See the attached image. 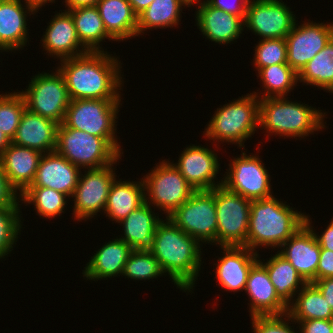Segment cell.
<instances>
[{
	"instance_id": "obj_1",
	"label": "cell",
	"mask_w": 333,
	"mask_h": 333,
	"mask_svg": "<svg viewBox=\"0 0 333 333\" xmlns=\"http://www.w3.org/2000/svg\"><path fill=\"white\" fill-rule=\"evenodd\" d=\"M59 63L58 70L64 76L70 100L121 99L124 78L117 56L108 51H89Z\"/></svg>"
},
{
	"instance_id": "obj_2",
	"label": "cell",
	"mask_w": 333,
	"mask_h": 333,
	"mask_svg": "<svg viewBox=\"0 0 333 333\" xmlns=\"http://www.w3.org/2000/svg\"><path fill=\"white\" fill-rule=\"evenodd\" d=\"M166 221V222H165ZM201 244L167 217L156 228L148 249L177 288L192 292L201 270Z\"/></svg>"
},
{
	"instance_id": "obj_3",
	"label": "cell",
	"mask_w": 333,
	"mask_h": 333,
	"mask_svg": "<svg viewBox=\"0 0 333 333\" xmlns=\"http://www.w3.org/2000/svg\"><path fill=\"white\" fill-rule=\"evenodd\" d=\"M274 195L251 200L247 247L255 253L259 248H280L305 225L306 214L295 210Z\"/></svg>"
},
{
	"instance_id": "obj_4",
	"label": "cell",
	"mask_w": 333,
	"mask_h": 333,
	"mask_svg": "<svg viewBox=\"0 0 333 333\" xmlns=\"http://www.w3.org/2000/svg\"><path fill=\"white\" fill-rule=\"evenodd\" d=\"M301 103L288 100V97L259 99L258 127L266 130L268 137L275 134L284 139L305 138L326 128L324 120L327 114Z\"/></svg>"
},
{
	"instance_id": "obj_5",
	"label": "cell",
	"mask_w": 333,
	"mask_h": 333,
	"mask_svg": "<svg viewBox=\"0 0 333 333\" xmlns=\"http://www.w3.org/2000/svg\"><path fill=\"white\" fill-rule=\"evenodd\" d=\"M241 97L217 108L203 131L205 138L218 144H237L245 150V141L258 128L259 98L251 92Z\"/></svg>"
},
{
	"instance_id": "obj_6",
	"label": "cell",
	"mask_w": 333,
	"mask_h": 333,
	"mask_svg": "<svg viewBox=\"0 0 333 333\" xmlns=\"http://www.w3.org/2000/svg\"><path fill=\"white\" fill-rule=\"evenodd\" d=\"M121 99L70 100L63 124L72 129L105 138L120 154H123L116 135Z\"/></svg>"
},
{
	"instance_id": "obj_7",
	"label": "cell",
	"mask_w": 333,
	"mask_h": 333,
	"mask_svg": "<svg viewBox=\"0 0 333 333\" xmlns=\"http://www.w3.org/2000/svg\"><path fill=\"white\" fill-rule=\"evenodd\" d=\"M80 169H99L113 164L121 154L103 137L59 124L56 150Z\"/></svg>"
},
{
	"instance_id": "obj_8",
	"label": "cell",
	"mask_w": 333,
	"mask_h": 333,
	"mask_svg": "<svg viewBox=\"0 0 333 333\" xmlns=\"http://www.w3.org/2000/svg\"><path fill=\"white\" fill-rule=\"evenodd\" d=\"M155 166L151 172L143 176L145 202L162 210V214L168 218L196 190L168 159L162 160Z\"/></svg>"
},
{
	"instance_id": "obj_9",
	"label": "cell",
	"mask_w": 333,
	"mask_h": 333,
	"mask_svg": "<svg viewBox=\"0 0 333 333\" xmlns=\"http://www.w3.org/2000/svg\"><path fill=\"white\" fill-rule=\"evenodd\" d=\"M27 89L19 91L26 108L48 118L58 124L64 121L65 113L70 103L66 81L56 68L55 72H42L30 78Z\"/></svg>"
},
{
	"instance_id": "obj_10",
	"label": "cell",
	"mask_w": 333,
	"mask_h": 333,
	"mask_svg": "<svg viewBox=\"0 0 333 333\" xmlns=\"http://www.w3.org/2000/svg\"><path fill=\"white\" fill-rule=\"evenodd\" d=\"M168 219L201 244L217 246L215 188L195 191Z\"/></svg>"
},
{
	"instance_id": "obj_11",
	"label": "cell",
	"mask_w": 333,
	"mask_h": 333,
	"mask_svg": "<svg viewBox=\"0 0 333 333\" xmlns=\"http://www.w3.org/2000/svg\"><path fill=\"white\" fill-rule=\"evenodd\" d=\"M251 200L233 193L223 185L215 187L217 244L247 247Z\"/></svg>"
},
{
	"instance_id": "obj_12",
	"label": "cell",
	"mask_w": 333,
	"mask_h": 333,
	"mask_svg": "<svg viewBox=\"0 0 333 333\" xmlns=\"http://www.w3.org/2000/svg\"><path fill=\"white\" fill-rule=\"evenodd\" d=\"M236 157L230 160L229 168L222 178V185L250 200L272 197L271 178L259 155H247L242 151L241 155Z\"/></svg>"
},
{
	"instance_id": "obj_13",
	"label": "cell",
	"mask_w": 333,
	"mask_h": 333,
	"mask_svg": "<svg viewBox=\"0 0 333 333\" xmlns=\"http://www.w3.org/2000/svg\"><path fill=\"white\" fill-rule=\"evenodd\" d=\"M122 155L113 163L99 169H88L80 173L78 184L71 198H74V220L92 219L102 210L104 212L110 188L116 179L114 165L119 163ZM95 215V216H94Z\"/></svg>"
},
{
	"instance_id": "obj_14",
	"label": "cell",
	"mask_w": 333,
	"mask_h": 333,
	"mask_svg": "<svg viewBox=\"0 0 333 333\" xmlns=\"http://www.w3.org/2000/svg\"><path fill=\"white\" fill-rule=\"evenodd\" d=\"M283 0H250L244 19L247 27L262 39L286 38L296 18Z\"/></svg>"
},
{
	"instance_id": "obj_15",
	"label": "cell",
	"mask_w": 333,
	"mask_h": 333,
	"mask_svg": "<svg viewBox=\"0 0 333 333\" xmlns=\"http://www.w3.org/2000/svg\"><path fill=\"white\" fill-rule=\"evenodd\" d=\"M295 21L286 36L287 63L299 73L303 67L333 38V22ZM314 22V23H313Z\"/></svg>"
},
{
	"instance_id": "obj_16",
	"label": "cell",
	"mask_w": 333,
	"mask_h": 333,
	"mask_svg": "<svg viewBox=\"0 0 333 333\" xmlns=\"http://www.w3.org/2000/svg\"><path fill=\"white\" fill-rule=\"evenodd\" d=\"M186 148V149H185ZM180 153L179 160L174 164L186 181L196 190H211L223 184L217 180L220 163L217 153L205 146L190 145Z\"/></svg>"
},
{
	"instance_id": "obj_17",
	"label": "cell",
	"mask_w": 333,
	"mask_h": 333,
	"mask_svg": "<svg viewBox=\"0 0 333 333\" xmlns=\"http://www.w3.org/2000/svg\"><path fill=\"white\" fill-rule=\"evenodd\" d=\"M277 252L291 263L306 283L317 280L321 247L314 232L305 224Z\"/></svg>"
},
{
	"instance_id": "obj_18",
	"label": "cell",
	"mask_w": 333,
	"mask_h": 333,
	"mask_svg": "<svg viewBox=\"0 0 333 333\" xmlns=\"http://www.w3.org/2000/svg\"><path fill=\"white\" fill-rule=\"evenodd\" d=\"M61 11V13H60ZM56 11L53 18L48 22L46 31L43 33L40 43L43 50L50 57L59 60L78 57L89 51L81 44L75 28L74 20L68 11Z\"/></svg>"
},
{
	"instance_id": "obj_19",
	"label": "cell",
	"mask_w": 333,
	"mask_h": 333,
	"mask_svg": "<svg viewBox=\"0 0 333 333\" xmlns=\"http://www.w3.org/2000/svg\"><path fill=\"white\" fill-rule=\"evenodd\" d=\"M35 14L37 11L23 0H0L1 53L16 52L29 44L27 17Z\"/></svg>"
},
{
	"instance_id": "obj_20",
	"label": "cell",
	"mask_w": 333,
	"mask_h": 333,
	"mask_svg": "<svg viewBox=\"0 0 333 333\" xmlns=\"http://www.w3.org/2000/svg\"><path fill=\"white\" fill-rule=\"evenodd\" d=\"M222 256L219 257L216 266L215 277L218 285L226 291L238 292L245 289L249 270L258 260L260 254L255 253L245 246L220 247Z\"/></svg>"
},
{
	"instance_id": "obj_21",
	"label": "cell",
	"mask_w": 333,
	"mask_h": 333,
	"mask_svg": "<svg viewBox=\"0 0 333 333\" xmlns=\"http://www.w3.org/2000/svg\"><path fill=\"white\" fill-rule=\"evenodd\" d=\"M244 292L250 298L248 305L251 317L288 313V306L276 294L268 271L259 260L249 270Z\"/></svg>"
},
{
	"instance_id": "obj_22",
	"label": "cell",
	"mask_w": 333,
	"mask_h": 333,
	"mask_svg": "<svg viewBox=\"0 0 333 333\" xmlns=\"http://www.w3.org/2000/svg\"><path fill=\"white\" fill-rule=\"evenodd\" d=\"M81 169L56 151L44 153L36 175L28 187H46L71 198L78 184Z\"/></svg>"
},
{
	"instance_id": "obj_23",
	"label": "cell",
	"mask_w": 333,
	"mask_h": 333,
	"mask_svg": "<svg viewBox=\"0 0 333 333\" xmlns=\"http://www.w3.org/2000/svg\"><path fill=\"white\" fill-rule=\"evenodd\" d=\"M196 10V24L203 36L211 42L231 44L244 31V20L232 13L211 6L206 0Z\"/></svg>"
},
{
	"instance_id": "obj_24",
	"label": "cell",
	"mask_w": 333,
	"mask_h": 333,
	"mask_svg": "<svg viewBox=\"0 0 333 333\" xmlns=\"http://www.w3.org/2000/svg\"><path fill=\"white\" fill-rule=\"evenodd\" d=\"M58 126V123L26 108L12 143L35 149L43 154L54 152L57 144Z\"/></svg>"
},
{
	"instance_id": "obj_25",
	"label": "cell",
	"mask_w": 333,
	"mask_h": 333,
	"mask_svg": "<svg viewBox=\"0 0 333 333\" xmlns=\"http://www.w3.org/2000/svg\"><path fill=\"white\" fill-rule=\"evenodd\" d=\"M43 153L11 143L0 156L10 184L21 194L33 182Z\"/></svg>"
},
{
	"instance_id": "obj_26",
	"label": "cell",
	"mask_w": 333,
	"mask_h": 333,
	"mask_svg": "<svg viewBox=\"0 0 333 333\" xmlns=\"http://www.w3.org/2000/svg\"><path fill=\"white\" fill-rule=\"evenodd\" d=\"M132 251L133 249L118 237L108 243L105 242L84 267L83 277L98 281L122 276L124 265Z\"/></svg>"
},
{
	"instance_id": "obj_27",
	"label": "cell",
	"mask_w": 333,
	"mask_h": 333,
	"mask_svg": "<svg viewBox=\"0 0 333 333\" xmlns=\"http://www.w3.org/2000/svg\"><path fill=\"white\" fill-rule=\"evenodd\" d=\"M96 7L106 32L115 41L137 36V15L128 0H98Z\"/></svg>"
},
{
	"instance_id": "obj_28",
	"label": "cell",
	"mask_w": 333,
	"mask_h": 333,
	"mask_svg": "<svg viewBox=\"0 0 333 333\" xmlns=\"http://www.w3.org/2000/svg\"><path fill=\"white\" fill-rule=\"evenodd\" d=\"M151 207L144 202L120 222L124 236L121 235L119 239L124 240L133 250L149 249L157 225L163 220Z\"/></svg>"
},
{
	"instance_id": "obj_29",
	"label": "cell",
	"mask_w": 333,
	"mask_h": 333,
	"mask_svg": "<svg viewBox=\"0 0 333 333\" xmlns=\"http://www.w3.org/2000/svg\"><path fill=\"white\" fill-rule=\"evenodd\" d=\"M121 180H114L104 209L106 217L116 223H120L145 202L143 178L137 182Z\"/></svg>"
},
{
	"instance_id": "obj_30",
	"label": "cell",
	"mask_w": 333,
	"mask_h": 333,
	"mask_svg": "<svg viewBox=\"0 0 333 333\" xmlns=\"http://www.w3.org/2000/svg\"><path fill=\"white\" fill-rule=\"evenodd\" d=\"M68 12L74 20L76 33L81 44L88 51H104V48L102 49L101 47V42H105V38L109 41H115L106 32L104 23L96 6L71 9Z\"/></svg>"
},
{
	"instance_id": "obj_31",
	"label": "cell",
	"mask_w": 333,
	"mask_h": 333,
	"mask_svg": "<svg viewBox=\"0 0 333 333\" xmlns=\"http://www.w3.org/2000/svg\"><path fill=\"white\" fill-rule=\"evenodd\" d=\"M258 260L266 267L270 281L275 287L278 297L289 306L296 295L306 284L289 261L278 252L267 262Z\"/></svg>"
},
{
	"instance_id": "obj_32",
	"label": "cell",
	"mask_w": 333,
	"mask_h": 333,
	"mask_svg": "<svg viewBox=\"0 0 333 333\" xmlns=\"http://www.w3.org/2000/svg\"><path fill=\"white\" fill-rule=\"evenodd\" d=\"M186 6L188 7L182 0H154L137 16V37L153 28L166 29L178 26L182 9Z\"/></svg>"
},
{
	"instance_id": "obj_33",
	"label": "cell",
	"mask_w": 333,
	"mask_h": 333,
	"mask_svg": "<svg viewBox=\"0 0 333 333\" xmlns=\"http://www.w3.org/2000/svg\"><path fill=\"white\" fill-rule=\"evenodd\" d=\"M288 314L294 321L329 320L333 310L319 289L310 282L295 295L294 301L288 306Z\"/></svg>"
},
{
	"instance_id": "obj_34",
	"label": "cell",
	"mask_w": 333,
	"mask_h": 333,
	"mask_svg": "<svg viewBox=\"0 0 333 333\" xmlns=\"http://www.w3.org/2000/svg\"><path fill=\"white\" fill-rule=\"evenodd\" d=\"M262 82V92H252L259 99L268 97H286L298 83L296 73L288 63L263 67L257 74ZM264 91V93H263ZM262 94V96H261Z\"/></svg>"
},
{
	"instance_id": "obj_35",
	"label": "cell",
	"mask_w": 333,
	"mask_h": 333,
	"mask_svg": "<svg viewBox=\"0 0 333 333\" xmlns=\"http://www.w3.org/2000/svg\"><path fill=\"white\" fill-rule=\"evenodd\" d=\"M298 81L333 93V38L298 73Z\"/></svg>"
},
{
	"instance_id": "obj_36",
	"label": "cell",
	"mask_w": 333,
	"mask_h": 333,
	"mask_svg": "<svg viewBox=\"0 0 333 333\" xmlns=\"http://www.w3.org/2000/svg\"><path fill=\"white\" fill-rule=\"evenodd\" d=\"M68 196L46 187H27L20 194L21 205L28 204L35 207V211L41 218L53 219L64 213Z\"/></svg>"
},
{
	"instance_id": "obj_37",
	"label": "cell",
	"mask_w": 333,
	"mask_h": 333,
	"mask_svg": "<svg viewBox=\"0 0 333 333\" xmlns=\"http://www.w3.org/2000/svg\"><path fill=\"white\" fill-rule=\"evenodd\" d=\"M123 276L133 280H150L165 276L159 261L148 249L133 250L129 258L127 259L124 269Z\"/></svg>"
},
{
	"instance_id": "obj_38",
	"label": "cell",
	"mask_w": 333,
	"mask_h": 333,
	"mask_svg": "<svg viewBox=\"0 0 333 333\" xmlns=\"http://www.w3.org/2000/svg\"><path fill=\"white\" fill-rule=\"evenodd\" d=\"M26 109L25 99L18 92L0 94V130L12 141Z\"/></svg>"
},
{
	"instance_id": "obj_39",
	"label": "cell",
	"mask_w": 333,
	"mask_h": 333,
	"mask_svg": "<svg viewBox=\"0 0 333 333\" xmlns=\"http://www.w3.org/2000/svg\"><path fill=\"white\" fill-rule=\"evenodd\" d=\"M21 207L0 208V259H4L14 250L21 233L22 213Z\"/></svg>"
},
{
	"instance_id": "obj_40",
	"label": "cell",
	"mask_w": 333,
	"mask_h": 333,
	"mask_svg": "<svg viewBox=\"0 0 333 333\" xmlns=\"http://www.w3.org/2000/svg\"><path fill=\"white\" fill-rule=\"evenodd\" d=\"M253 63L256 71L274 64L287 63L285 38L260 39L254 47Z\"/></svg>"
},
{
	"instance_id": "obj_41",
	"label": "cell",
	"mask_w": 333,
	"mask_h": 333,
	"mask_svg": "<svg viewBox=\"0 0 333 333\" xmlns=\"http://www.w3.org/2000/svg\"><path fill=\"white\" fill-rule=\"evenodd\" d=\"M250 319L252 320L251 324L254 333H300L299 330H294L295 326L292 328L290 325H295L296 322L288 313L282 315H257L250 317Z\"/></svg>"
},
{
	"instance_id": "obj_42",
	"label": "cell",
	"mask_w": 333,
	"mask_h": 333,
	"mask_svg": "<svg viewBox=\"0 0 333 333\" xmlns=\"http://www.w3.org/2000/svg\"><path fill=\"white\" fill-rule=\"evenodd\" d=\"M19 192L10 184L0 162V208L20 207Z\"/></svg>"
},
{
	"instance_id": "obj_43",
	"label": "cell",
	"mask_w": 333,
	"mask_h": 333,
	"mask_svg": "<svg viewBox=\"0 0 333 333\" xmlns=\"http://www.w3.org/2000/svg\"><path fill=\"white\" fill-rule=\"evenodd\" d=\"M211 6L224 12L232 13L245 19V13L250 0H206Z\"/></svg>"
},
{
	"instance_id": "obj_44",
	"label": "cell",
	"mask_w": 333,
	"mask_h": 333,
	"mask_svg": "<svg viewBox=\"0 0 333 333\" xmlns=\"http://www.w3.org/2000/svg\"><path fill=\"white\" fill-rule=\"evenodd\" d=\"M300 333H332L329 320L313 319L295 321Z\"/></svg>"
},
{
	"instance_id": "obj_45",
	"label": "cell",
	"mask_w": 333,
	"mask_h": 333,
	"mask_svg": "<svg viewBox=\"0 0 333 333\" xmlns=\"http://www.w3.org/2000/svg\"><path fill=\"white\" fill-rule=\"evenodd\" d=\"M333 278V251L321 249L317 267V280Z\"/></svg>"
},
{
	"instance_id": "obj_46",
	"label": "cell",
	"mask_w": 333,
	"mask_h": 333,
	"mask_svg": "<svg viewBox=\"0 0 333 333\" xmlns=\"http://www.w3.org/2000/svg\"><path fill=\"white\" fill-rule=\"evenodd\" d=\"M310 220L311 217L306 214L305 224L314 232L321 249L333 251V218H331L329 225L320 235L315 232L316 230L313 229L314 227H312V221Z\"/></svg>"
},
{
	"instance_id": "obj_47",
	"label": "cell",
	"mask_w": 333,
	"mask_h": 333,
	"mask_svg": "<svg viewBox=\"0 0 333 333\" xmlns=\"http://www.w3.org/2000/svg\"><path fill=\"white\" fill-rule=\"evenodd\" d=\"M313 284L319 289L333 310V278L315 280Z\"/></svg>"
},
{
	"instance_id": "obj_48",
	"label": "cell",
	"mask_w": 333,
	"mask_h": 333,
	"mask_svg": "<svg viewBox=\"0 0 333 333\" xmlns=\"http://www.w3.org/2000/svg\"><path fill=\"white\" fill-rule=\"evenodd\" d=\"M98 0H65V11H69L71 9L81 8V7H89L96 6Z\"/></svg>"
},
{
	"instance_id": "obj_49",
	"label": "cell",
	"mask_w": 333,
	"mask_h": 333,
	"mask_svg": "<svg viewBox=\"0 0 333 333\" xmlns=\"http://www.w3.org/2000/svg\"><path fill=\"white\" fill-rule=\"evenodd\" d=\"M154 0H128L133 12L138 16L143 12Z\"/></svg>"
},
{
	"instance_id": "obj_50",
	"label": "cell",
	"mask_w": 333,
	"mask_h": 333,
	"mask_svg": "<svg viewBox=\"0 0 333 333\" xmlns=\"http://www.w3.org/2000/svg\"><path fill=\"white\" fill-rule=\"evenodd\" d=\"M28 5L33 7L37 12L41 7L45 6L47 3H55L56 0H24Z\"/></svg>"
},
{
	"instance_id": "obj_51",
	"label": "cell",
	"mask_w": 333,
	"mask_h": 333,
	"mask_svg": "<svg viewBox=\"0 0 333 333\" xmlns=\"http://www.w3.org/2000/svg\"><path fill=\"white\" fill-rule=\"evenodd\" d=\"M12 143L8 136L0 130V156L3 154L5 149Z\"/></svg>"
},
{
	"instance_id": "obj_52",
	"label": "cell",
	"mask_w": 333,
	"mask_h": 333,
	"mask_svg": "<svg viewBox=\"0 0 333 333\" xmlns=\"http://www.w3.org/2000/svg\"><path fill=\"white\" fill-rule=\"evenodd\" d=\"M182 1H184L187 5H188V7L190 6H193L194 4L196 5V3H197V5L199 4V3H201L202 1L201 0H182ZM203 1H205V0H203Z\"/></svg>"
},
{
	"instance_id": "obj_53",
	"label": "cell",
	"mask_w": 333,
	"mask_h": 333,
	"mask_svg": "<svg viewBox=\"0 0 333 333\" xmlns=\"http://www.w3.org/2000/svg\"><path fill=\"white\" fill-rule=\"evenodd\" d=\"M330 325H331V331L333 333V315L329 319Z\"/></svg>"
}]
</instances>
